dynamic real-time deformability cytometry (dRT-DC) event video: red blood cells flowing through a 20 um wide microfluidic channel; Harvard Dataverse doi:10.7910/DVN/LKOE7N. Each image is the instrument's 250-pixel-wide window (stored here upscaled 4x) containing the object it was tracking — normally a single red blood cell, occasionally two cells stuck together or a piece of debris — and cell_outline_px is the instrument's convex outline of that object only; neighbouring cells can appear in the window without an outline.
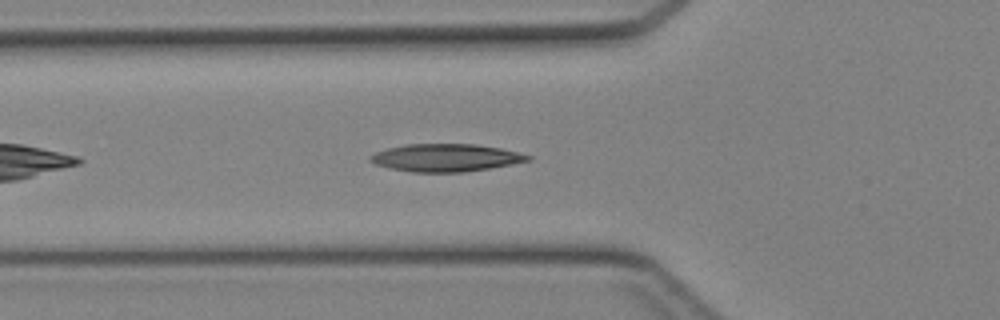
{"species": "Egyptian fruit bat (a non-hibernating species)", "species_latin": "Rousettus aegyptiacus", "temperature_condition": "cold", "stored_images_in_passage": 28, "camera_frame_rate_fps": 3000, "um_per_image_px": 0.085, "animal": {"sex": "female"}, "frame": {"image": 1, "passage_image": 5, "time_ms": 1.333, "image_size_px": [1000, 320], "cell_outline_px": [[532, 160], [512, 164], [464, 172], [412, 172], [388, 168], [376, 164], [368, 160], [368, 156], [376, 152], [388, 148], [404, 144], [476, 144], [500, 148], [532, 156]], "centroid_in_image_um": [37.86, 13.4], "position_along_channel_um": 87.9, "area_um2": 25.37}}
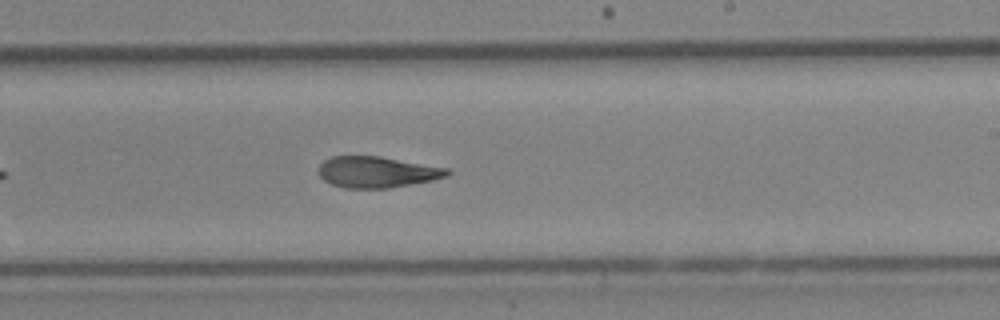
{"frame": {"image": 2, "passage_image": 16, "time_ms": 5.0, "image_size_px": [1000, 320], "cell_outline_px": [[452, 172], [448, 176], [432, 180], [388, 188], [348, 188], [332, 184], [324, 180], [320, 176], [320, 164], [324, 160], [332, 156], [380, 156], [448, 168]], "centroid_in_image_um": [32.07, 14.62], "position_along_channel_um": 256.9, "area_um2": 23.18}}
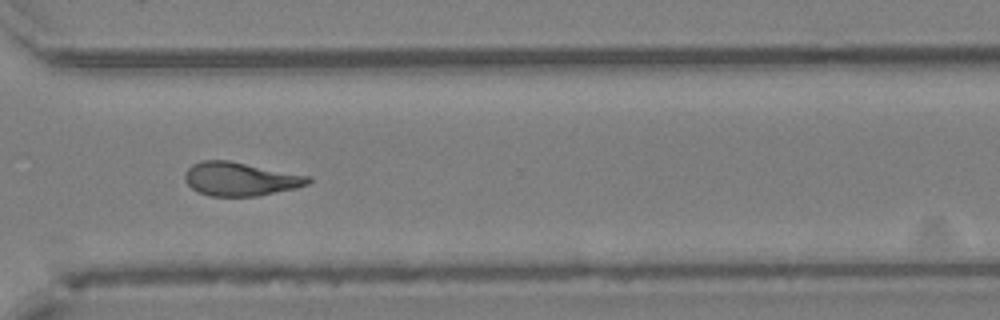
{"frame": {"image": 3, "passage_image": 22, "time_ms": 7.0, "image_size_px": [1000, 320], "cell_outline_px": [[312, 180], [308, 184], [296, 188], [256, 196], [208, 196], [192, 188], [184, 180], [184, 172], [192, 164], [200, 160], [228, 160], [312, 176]], "centroid_in_image_um": [20.42, 15.2], "position_along_channel_um": 350.2, "area_um2": 24.28}}